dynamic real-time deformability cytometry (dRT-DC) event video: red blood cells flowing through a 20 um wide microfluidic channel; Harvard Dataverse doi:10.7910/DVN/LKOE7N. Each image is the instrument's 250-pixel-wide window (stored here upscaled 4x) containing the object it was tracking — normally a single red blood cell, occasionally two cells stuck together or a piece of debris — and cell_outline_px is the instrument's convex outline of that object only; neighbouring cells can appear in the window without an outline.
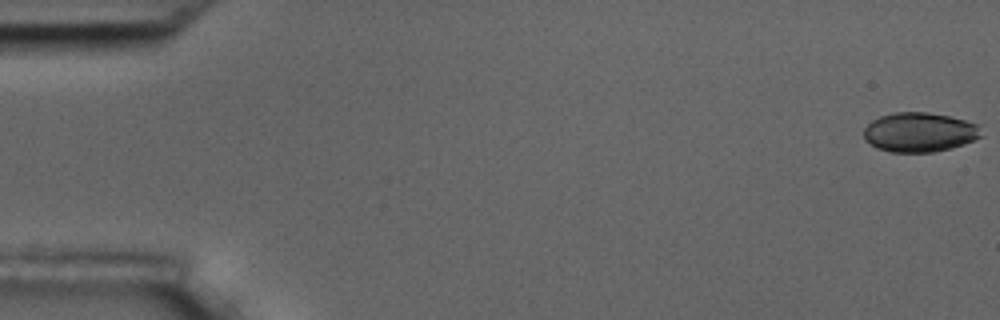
{"species": "common noctule bat (a hibernating species)", "species_latin": "Nyctalus noctula", "temperature_condition": "room temperature", "stored_images_in_passage": 6, "camera_frame_rate_fps": 3000, "um_per_image_px": 0.085, "animal": {"sex": "male", "body_mass_g": 17.5, "forearm_length_mm": 52.3}, "frame": {"image": 1, "passage_image": 1, "time_ms": 0.0, "image_size_px": [1000, 320], "cell_outline_px": [[984, 136], [964, 144], [952, 148], [932, 152], [892, 152], [876, 148], [864, 140], [864, 128], [872, 120], [880, 116], [892, 112], [928, 112], [948, 116], [964, 120], [976, 124]], "centroid_in_image_um": [78.14, 11.24], "position_along_channel_um": 6.9, "area_um2": 27.11}}
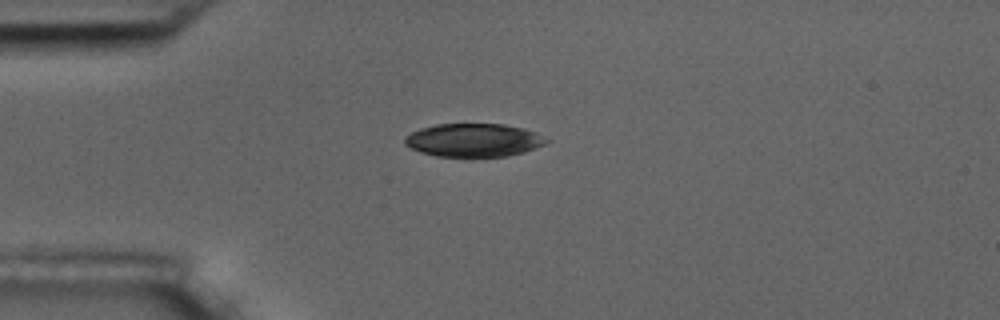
{"frame": {"image": 2, "passage_image": 5, "time_ms": 4.667, "image_size_px": [1000, 320], "cell_outline_px": [[548, 140], [544, 144], [524, 152], [508, 156], [436, 156], [420, 152], [404, 144], [404, 136], [420, 128], [436, 124], [504, 124], [524, 128], [536, 132]], "centroid_in_image_um": [40.23, 11.9], "position_along_channel_um": 44.8, "area_um2": 27.34}}